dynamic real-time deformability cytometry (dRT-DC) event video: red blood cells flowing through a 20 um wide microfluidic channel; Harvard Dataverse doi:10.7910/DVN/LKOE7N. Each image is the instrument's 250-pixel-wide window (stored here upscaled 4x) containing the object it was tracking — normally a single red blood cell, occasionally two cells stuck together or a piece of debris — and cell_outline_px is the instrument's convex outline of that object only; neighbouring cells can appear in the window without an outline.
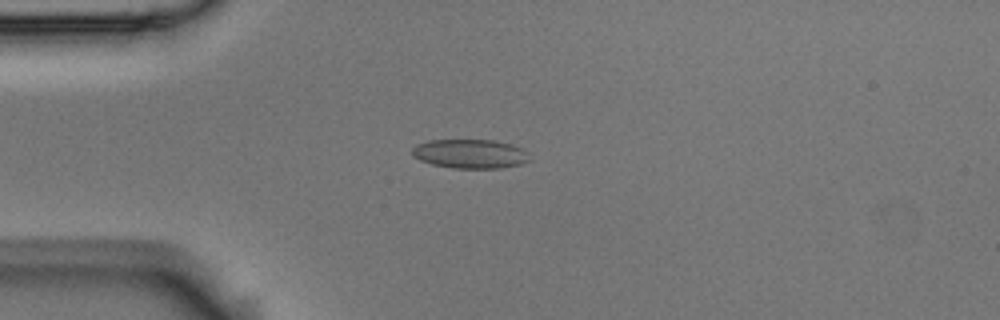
{"species": "Egyptian fruit bat (a non-hibernating species)", "species_latin": "Rousettus aegyptiacus", "temperature_condition": "room temperature", "stored_images_in_passage": 7, "camera_frame_rate_fps": 3000, "um_per_image_px": 0.085, "animal": {"sex": "male"}, "frame": {"image": 1, "passage_image": 3, "time_ms": 0.667, "image_size_px": [1000, 320], "cell_outline_px": [[528, 160], [520, 164], [500, 168], [452, 168], [432, 164], [420, 160], [412, 156], [412, 148], [416, 144], [428, 140], [496, 140], [512, 144], [528, 152]], "centroid_in_image_um": [39.93, 13.06], "position_along_channel_um": 45.1, "area_um2": 19.94}}
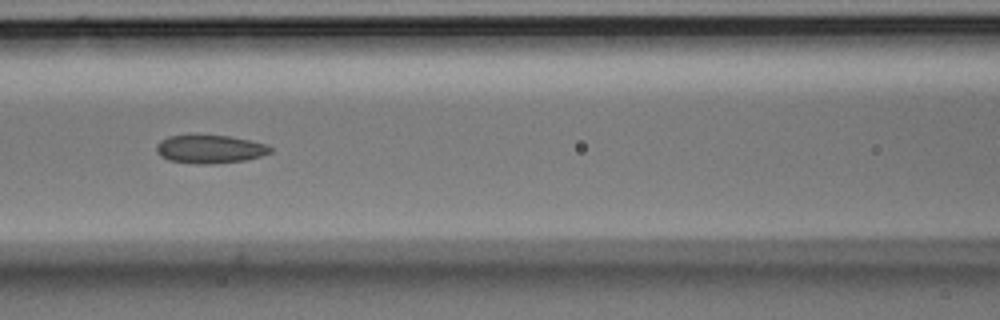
{"frame": {"image": 2, "passage_image": 6, "time_ms": 1.667, "image_size_px": [1000, 320], "cell_outline_px": [[272, 152], [260, 156], [244, 160], [212, 164], [196, 164], [168, 160], [160, 156], [156, 152], [156, 144], [160, 140], [168, 136], [192, 132], [196, 132], [228, 136], [268, 144], [272, 148]], "centroid_in_image_um": [17.77, 12.63], "position_along_channel_um": 148.8, "area_um2": 19.59}}
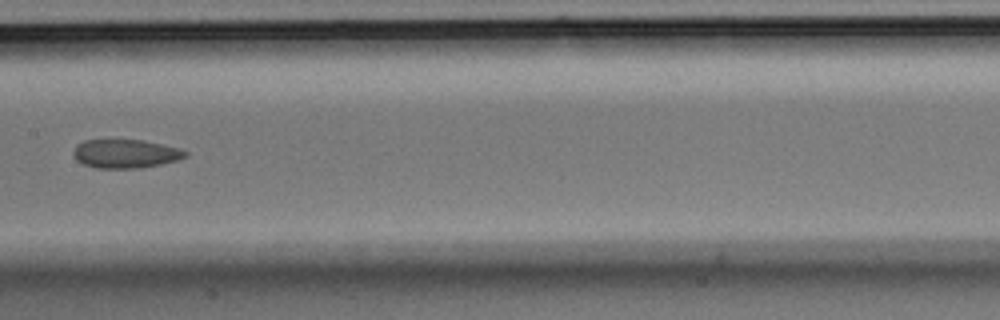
{"frame": {"image": 3, "passage_image": 7, "time_ms": 2.0, "image_size_px": [1000, 320], "cell_outline_px": [[188, 156], [176, 160], [160, 164], [140, 168], [96, 168], [84, 164], [76, 160], [72, 152], [76, 144], [84, 140], [144, 140], [180, 148], [188, 152]], "centroid_in_image_um": [10.66, 13.06], "position_along_channel_um": 196.7, "area_um2": 18.79}}